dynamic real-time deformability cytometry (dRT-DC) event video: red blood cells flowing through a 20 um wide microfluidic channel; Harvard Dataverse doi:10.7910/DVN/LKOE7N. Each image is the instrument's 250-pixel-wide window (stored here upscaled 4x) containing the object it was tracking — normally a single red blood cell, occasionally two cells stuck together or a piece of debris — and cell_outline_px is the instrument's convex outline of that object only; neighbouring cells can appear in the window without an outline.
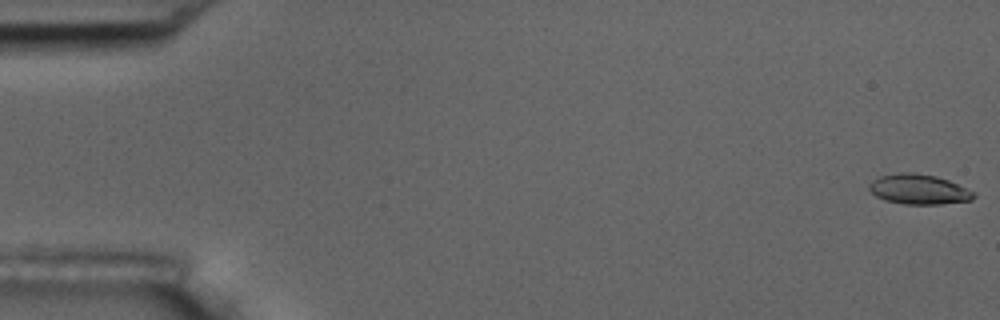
{"species": "common noctule bat (a hibernating species)", "species_latin": "Nyctalus noctula", "temperature_condition": "room temperature", "stored_images_in_passage": 6, "camera_frame_rate_fps": 3000, "um_per_image_px": 0.085, "animal": {"sex": "male", "body_mass_g": 17.5, "forearm_length_mm": 52.3}, "frame": {"image": 1, "passage_image": 1, "time_ms": 0.0, "image_size_px": [1000, 320], "cell_outline_px": [[976, 196], [972, 200], [940, 204], [904, 204], [884, 200], [876, 196], [868, 188], [868, 184], [872, 180], [880, 176], [900, 172], [912, 172], [936, 176], [948, 180], [976, 192]], "centroid_in_image_um": [78.1, 16.09], "position_along_channel_um": 6.9, "area_um2": 18.38}}
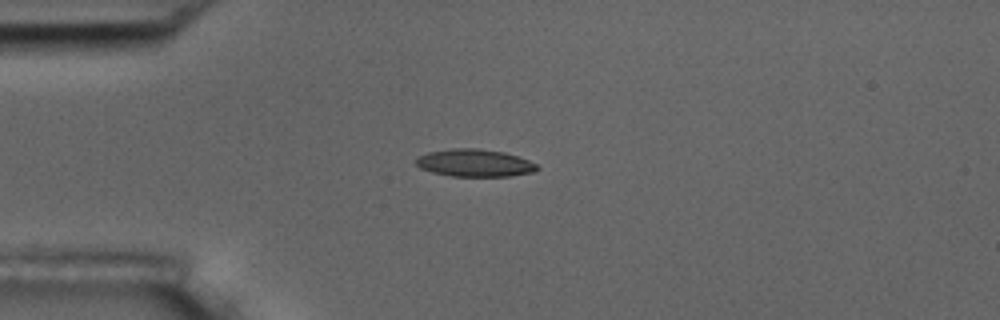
{"frame": {"image": 2, "passage_image": 5, "time_ms": 1.333, "image_size_px": [1000, 320], "cell_outline_px": [[540, 168], [532, 172], [512, 176], [452, 176], [432, 172], [420, 168], [416, 164], [416, 160], [420, 156], [428, 152], [452, 148], [476, 148], [504, 152], [528, 160], [536, 164]], "centroid_in_image_um": [40.35, 13.85], "position_along_channel_um": 44.7, "area_um2": 19.25}}